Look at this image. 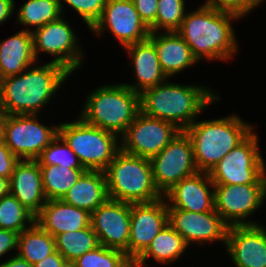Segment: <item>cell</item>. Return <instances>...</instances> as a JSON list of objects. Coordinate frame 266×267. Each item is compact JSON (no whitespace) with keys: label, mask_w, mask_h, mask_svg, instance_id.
Segmentation results:
<instances>
[{"label":"cell","mask_w":266,"mask_h":267,"mask_svg":"<svg viewBox=\"0 0 266 267\" xmlns=\"http://www.w3.org/2000/svg\"><path fill=\"white\" fill-rule=\"evenodd\" d=\"M131 203L108 198L91 214V226L100 245L126 253L129 258Z\"/></svg>","instance_id":"15"},{"label":"cell","mask_w":266,"mask_h":267,"mask_svg":"<svg viewBox=\"0 0 266 267\" xmlns=\"http://www.w3.org/2000/svg\"><path fill=\"white\" fill-rule=\"evenodd\" d=\"M54 238L56 250L67 262L75 261L100 245L91 225L75 232L60 233Z\"/></svg>","instance_id":"29"},{"label":"cell","mask_w":266,"mask_h":267,"mask_svg":"<svg viewBox=\"0 0 266 267\" xmlns=\"http://www.w3.org/2000/svg\"><path fill=\"white\" fill-rule=\"evenodd\" d=\"M17 256L35 264L56 251L55 238L37 223L18 236Z\"/></svg>","instance_id":"27"},{"label":"cell","mask_w":266,"mask_h":267,"mask_svg":"<svg viewBox=\"0 0 266 267\" xmlns=\"http://www.w3.org/2000/svg\"><path fill=\"white\" fill-rule=\"evenodd\" d=\"M0 267H34V265L15 254L8 260L0 263Z\"/></svg>","instance_id":"42"},{"label":"cell","mask_w":266,"mask_h":267,"mask_svg":"<svg viewBox=\"0 0 266 267\" xmlns=\"http://www.w3.org/2000/svg\"><path fill=\"white\" fill-rule=\"evenodd\" d=\"M64 267H76V265L73 262H66Z\"/></svg>","instance_id":"45"},{"label":"cell","mask_w":266,"mask_h":267,"mask_svg":"<svg viewBox=\"0 0 266 267\" xmlns=\"http://www.w3.org/2000/svg\"><path fill=\"white\" fill-rule=\"evenodd\" d=\"M173 123L144 115L141 111L120 137V149L151 159L180 132Z\"/></svg>","instance_id":"12"},{"label":"cell","mask_w":266,"mask_h":267,"mask_svg":"<svg viewBox=\"0 0 266 267\" xmlns=\"http://www.w3.org/2000/svg\"><path fill=\"white\" fill-rule=\"evenodd\" d=\"M34 223L35 216L13 195L9 193L0 198V229L12 230L20 234Z\"/></svg>","instance_id":"31"},{"label":"cell","mask_w":266,"mask_h":267,"mask_svg":"<svg viewBox=\"0 0 266 267\" xmlns=\"http://www.w3.org/2000/svg\"><path fill=\"white\" fill-rule=\"evenodd\" d=\"M20 159L0 140V176L10 178Z\"/></svg>","instance_id":"38"},{"label":"cell","mask_w":266,"mask_h":267,"mask_svg":"<svg viewBox=\"0 0 266 267\" xmlns=\"http://www.w3.org/2000/svg\"><path fill=\"white\" fill-rule=\"evenodd\" d=\"M215 211L230 227L254 225L247 220L266 200V184L214 185Z\"/></svg>","instance_id":"13"},{"label":"cell","mask_w":266,"mask_h":267,"mask_svg":"<svg viewBox=\"0 0 266 267\" xmlns=\"http://www.w3.org/2000/svg\"><path fill=\"white\" fill-rule=\"evenodd\" d=\"M187 248L184 239L168 224L133 262V267H148L146 261L151 257L162 265L173 263L178 261Z\"/></svg>","instance_id":"26"},{"label":"cell","mask_w":266,"mask_h":267,"mask_svg":"<svg viewBox=\"0 0 266 267\" xmlns=\"http://www.w3.org/2000/svg\"><path fill=\"white\" fill-rule=\"evenodd\" d=\"M65 258L56 250L49 256L34 264V267H64Z\"/></svg>","instance_id":"40"},{"label":"cell","mask_w":266,"mask_h":267,"mask_svg":"<svg viewBox=\"0 0 266 267\" xmlns=\"http://www.w3.org/2000/svg\"><path fill=\"white\" fill-rule=\"evenodd\" d=\"M168 209V224L184 239L187 246L221 241L226 244L229 226L215 211L196 213Z\"/></svg>","instance_id":"16"},{"label":"cell","mask_w":266,"mask_h":267,"mask_svg":"<svg viewBox=\"0 0 266 267\" xmlns=\"http://www.w3.org/2000/svg\"><path fill=\"white\" fill-rule=\"evenodd\" d=\"M254 130L209 172L214 185L266 184V164Z\"/></svg>","instance_id":"8"},{"label":"cell","mask_w":266,"mask_h":267,"mask_svg":"<svg viewBox=\"0 0 266 267\" xmlns=\"http://www.w3.org/2000/svg\"><path fill=\"white\" fill-rule=\"evenodd\" d=\"M263 0H206L203 4L217 10L228 11L244 18L253 9L262 5Z\"/></svg>","instance_id":"36"},{"label":"cell","mask_w":266,"mask_h":267,"mask_svg":"<svg viewBox=\"0 0 266 267\" xmlns=\"http://www.w3.org/2000/svg\"><path fill=\"white\" fill-rule=\"evenodd\" d=\"M107 29L122 47L142 42L151 33L132 0H107L101 17L90 30L102 35Z\"/></svg>","instance_id":"14"},{"label":"cell","mask_w":266,"mask_h":267,"mask_svg":"<svg viewBox=\"0 0 266 267\" xmlns=\"http://www.w3.org/2000/svg\"><path fill=\"white\" fill-rule=\"evenodd\" d=\"M150 161L154 184L162 195L183 178L198 172L194 161L193 144L185 131H180Z\"/></svg>","instance_id":"11"},{"label":"cell","mask_w":266,"mask_h":267,"mask_svg":"<svg viewBox=\"0 0 266 267\" xmlns=\"http://www.w3.org/2000/svg\"><path fill=\"white\" fill-rule=\"evenodd\" d=\"M62 13H64L63 2L76 11L88 28L91 29L101 17L107 0H59Z\"/></svg>","instance_id":"35"},{"label":"cell","mask_w":266,"mask_h":267,"mask_svg":"<svg viewBox=\"0 0 266 267\" xmlns=\"http://www.w3.org/2000/svg\"><path fill=\"white\" fill-rule=\"evenodd\" d=\"M225 247L235 267H266V229L260 223L230 226Z\"/></svg>","instance_id":"18"},{"label":"cell","mask_w":266,"mask_h":267,"mask_svg":"<svg viewBox=\"0 0 266 267\" xmlns=\"http://www.w3.org/2000/svg\"><path fill=\"white\" fill-rule=\"evenodd\" d=\"M43 190L47 200H61L86 169L62 166H40Z\"/></svg>","instance_id":"28"},{"label":"cell","mask_w":266,"mask_h":267,"mask_svg":"<svg viewBox=\"0 0 266 267\" xmlns=\"http://www.w3.org/2000/svg\"><path fill=\"white\" fill-rule=\"evenodd\" d=\"M80 117L119 137L140 112V94L124 83L106 84L88 94Z\"/></svg>","instance_id":"5"},{"label":"cell","mask_w":266,"mask_h":267,"mask_svg":"<svg viewBox=\"0 0 266 267\" xmlns=\"http://www.w3.org/2000/svg\"><path fill=\"white\" fill-rule=\"evenodd\" d=\"M149 39L155 45L161 69L167 78L198 63L190 46L177 32H151Z\"/></svg>","instance_id":"23"},{"label":"cell","mask_w":266,"mask_h":267,"mask_svg":"<svg viewBox=\"0 0 266 267\" xmlns=\"http://www.w3.org/2000/svg\"><path fill=\"white\" fill-rule=\"evenodd\" d=\"M240 18L237 14L202 4L185 14L176 32L190 46L197 61L232 60L239 42L231 23Z\"/></svg>","instance_id":"1"},{"label":"cell","mask_w":266,"mask_h":267,"mask_svg":"<svg viewBox=\"0 0 266 267\" xmlns=\"http://www.w3.org/2000/svg\"><path fill=\"white\" fill-rule=\"evenodd\" d=\"M185 0H158L156 32H176L187 13Z\"/></svg>","instance_id":"34"},{"label":"cell","mask_w":266,"mask_h":267,"mask_svg":"<svg viewBox=\"0 0 266 267\" xmlns=\"http://www.w3.org/2000/svg\"><path fill=\"white\" fill-rule=\"evenodd\" d=\"M253 128L236 114L213 120L196 119L185 132L193 144L197 170L209 173Z\"/></svg>","instance_id":"4"},{"label":"cell","mask_w":266,"mask_h":267,"mask_svg":"<svg viewBox=\"0 0 266 267\" xmlns=\"http://www.w3.org/2000/svg\"><path fill=\"white\" fill-rule=\"evenodd\" d=\"M30 32L36 60L40 52L50 54L54 57L51 62L63 66L71 74L82 66L85 55L78 45L79 37L63 16Z\"/></svg>","instance_id":"10"},{"label":"cell","mask_w":266,"mask_h":267,"mask_svg":"<svg viewBox=\"0 0 266 267\" xmlns=\"http://www.w3.org/2000/svg\"><path fill=\"white\" fill-rule=\"evenodd\" d=\"M140 18L150 28L151 32H156V14L158 10V0H132Z\"/></svg>","instance_id":"37"},{"label":"cell","mask_w":266,"mask_h":267,"mask_svg":"<svg viewBox=\"0 0 266 267\" xmlns=\"http://www.w3.org/2000/svg\"><path fill=\"white\" fill-rule=\"evenodd\" d=\"M124 48L130 56V63L134 68L136 78L134 84H124L134 92L141 94L144 90L155 87L168 79L161 69L155 45L149 38Z\"/></svg>","instance_id":"22"},{"label":"cell","mask_w":266,"mask_h":267,"mask_svg":"<svg viewBox=\"0 0 266 267\" xmlns=\"http://www.w3.org/2000/svg\"><path fill=\"white\" fill-rule=\"evenodd\" d=\"M104 173L110 199L151 203L163 197L154 184L150 159L120 149Z\"/></svg>","instance_id":"6"},{"label":"cell","mask_w":266,"mask_h":267,"mask_svg":"<svg viewBox=\"0 0 266 267\" xmlns=\"http://www.w3.org/2000/svg\"><path fill=\"white\" fill-rule=\"evenodd\" d=\"M4 113L0 111V140H2Z\"/></svg>","instance_id":"44"},{"label":"cell","mask_w":266,"mask_h":267,"mask_svg":"<svg viewBox=\"0 0 266 267\" xmlns=\"http://www.w3.org/2000/svg\"><path fill=\"white\" fill-rule=\"evenodd\" d=\"M36 62L28 28L0 41V79L18 75Z\"/></svg>","instance_id":"24"},{"label":"cell","mask_w":266,"mask_h":267,"mask_svg":"<svg viewBox=\"0 0 266 267\" xmlns=\"http://www.w3.org/2000/svg\"><path fill=\"white\" fill-rule=\"evenodd\" d=\"M167 225L164 197L151 203H131L129 259L134 262Z\"/></svg>","instance_id":"17"},{"label":"cell","mask_w":266,"mask_h":267,"mask_svg":"<svg viewBox=\"0 0 266 267\" xmlns=\"http://www.w3.org/2000/svg\"><path fill=\"white\" fill-rule=\"evenodd\" d=\"M18 24L35 26L33 30L63 16L59 0H28L17 12Z\"/></svg>","instance_id":"30"},{"label":"cell","mask_w":266,"mask_h":267,"mask_svg":"<svg viewBox=\"0 0 266 267\" xmlns=\"http://www.w3.org/2000/svg\"><path fill=\"white\" fill-rule=\"evenodd\" d=\"M9 194V179L0 176V198Z\"/></svg>","instance_id":"43"},{"label":"cell","mask_w":266,"mask_h":267,"mask_svg":"<svg viewBox=\"0 0 266 267\" xmlns=\"http://www.w3.org/2000/svg\"><path fill=\"white\" fill-rule=\"evenodd\" d=\"M58 135L86 170L104 171L120 150L117 134L88 124L80 116L73 122L58 124Z\"/></svg>","instance_id":"7"},{"label":"cell","mask_w":266,"mask_h":267,"mask_svg":"<svg viewBox=\"0 0 266 267\" xmlns=\"http://www.w3.org/2000/svg\"><path fill=\"white\" fill-rule=\"evenodd\" d=\"M73 263L76 267H133L125 252L99 245Z\"/></svg>","instance_id":"32"},{"label":"cell","mask_w":266,"mask_h":267,"mask_svg":"<svg viewBox=\"0 0 266 267\" xmlns=\"http://www.w3.org/2000/svg\"><path fill=\"white\" fill-rule=\"evenodd\" d=\"M35 223L55 237L60 233L75 232L89 227L91 214L62 200H47L35 217Z\"/></svg>","instance_id":"21"},{"label":"cell","mask_w":266,"mask_h":267,"mask_svg":"<svg viewBox=\"0 0 266 267\" xmlns=\"http://www.w3.org/2000/svg\"><path fill=\"white\" fill-rule=\"evenodd\" d=\"M15 5V0H0V25L10 19L16 9Z\"/></svg>","instance_id":"41"},{"label":"cell","mask_w":266,"mask_h":267,"mask_svg":"<svg viewBox=\"0 0 266 267\" xmlns=\"http://www.w3.org/2000/svg\"><path fill=\"white\" fill-rule=\"evenodd\" d=\"M18 236L19 233L15 231L0 229V258L6 253L17 249Z\"/></svg>","instance_id":"39"},{"label":"cell","mask_w":266,"mask_h":267,"mask_svg":"<svg viewBox=\"0 0 266 267\" xmlns=\"http://www.w3.org/2000/svg\"><path fill=\"white\" fill-rule=\"evenodd\" d=\"M70 75L63 66L50 61L0 79V111L9 115L38 114Z\"/></svg>","instance_id":"2"},{"label":"cell","mask_w":266,"mask_h":267,"mask_svg":"<svg viewBox=\"0 0 266 267\" xmlns=\"http://www.w3.org/2000/svg\"><path fill=\"white\" fill-rule=\"evenodd\" d=\"M207 87L182 85L167 79L140 94V111L146 116L171 122L185 131L202 110L221 99L219 94Z\"/></svg>","instance_id":"3"},{"label":"cell","mask_w":266,"mask_h":267,"mask_svg":"<svg viewBox=\"0 0 266 267\" xmlns=\"http://www.w3.org/2000/svg\"><path fill=\"white\" fill-rule=\"evenodd\" d=\"M60 142V143H59ZM39 166H62L70 169H84L76 153L59 137H56L36 159Z\"/></svg>","instance_id":"33"},{"label":"cell","mask_w":266,"mask_h":267,"mask_svg":"<svg viewBox=\"0 0 266 267\" xmlns=\"http://www.w3.org/2000/svg\"><path fill=\"white\" fill-rule=\"evenodd\" d=\"M163 197L167 202V208L196 213L215 209L214 184L208 172L198 171L194 175L183 178Z\"/></svg>","instance_id":"19"},{"label":"cell","mask_w":266,"mask_h":267,"mask_svg":"<svg viewBox=\"0 0 266 267\" xmlns=\"http://www.w3.org/2000/svg\"><path fill=\"white\" fill-rule=\"evenodd\" d=\"M39 114H4L2 140L20 160H36L58 134V125L45 126Z\"/></svg>","instance_id":"9"},{"label":"cell","mask_w":266,"mask_h":267,"mask_svg":"<svg viewBox=\"0 0 266 267\" xmlns=\"http://www.w3.org/2000/svg\"><path fill=\"white\" fill-rule=\"evenodd\" d=\"M9 193L35 217L47 201L36 160H20L9 178Z\"/></svg>","instance_id":"20"},{"label":"cell","mask_w":266,"mask_h":267,"mask_svg":"<svg viewBox=\"0 0 266 267\" xmlns=\"http://www.w3.org/2000/svg\"><path fill=\"white\" fill-rule=\"evenodd\" d=\"M108 198L104 171L86 170L61 200L92 214Z\"/></svg>","instance_id":"25"}]
</instances>
